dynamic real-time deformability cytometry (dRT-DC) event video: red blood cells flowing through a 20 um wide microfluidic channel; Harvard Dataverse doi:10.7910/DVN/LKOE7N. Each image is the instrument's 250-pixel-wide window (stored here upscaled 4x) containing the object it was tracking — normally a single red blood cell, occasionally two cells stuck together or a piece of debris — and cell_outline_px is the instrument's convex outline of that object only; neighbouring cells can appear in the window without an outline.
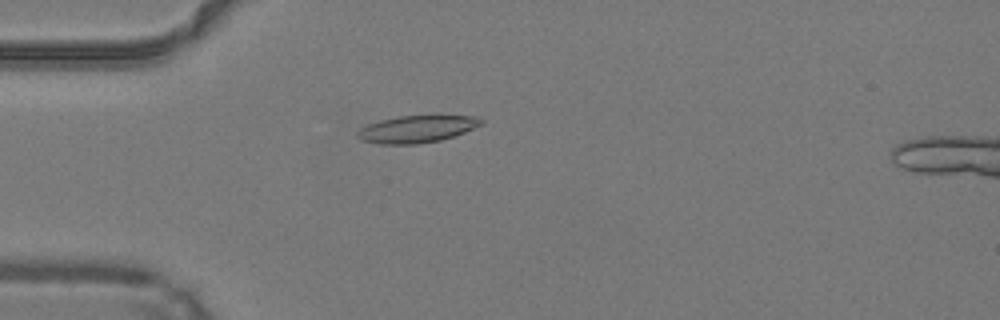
{"species": "common noctule bat (a hibernating species)", "species_latin": "Nyctalus noctula", "temperature_condition": "warm", "stored_images_in_passage": 29, "camera_frame_rate_fps": 3000, "um_per_image_px": 0.085, "animal": {"sex": "male", "body_mass_g": 19.2, "forearm_length_mm": 51.8}, "frame": {"image": 1, "passage_image": 1, "time_ms": 0.0, "image_size_px": [1000, 320], "cell_outline_px": [[484, 120], [480, 124], [464, 132], [440, 140], [416, 144], [380, 144], [360, 140], [356, 136], [356, 132], [360, 128], [368, 124], [380, 120], [400, 116], [480, 116]], "centroid_in_image_um": [35.37, 10.97], "position_along_channel_um": 49.6, "area_um2": 19.36}}
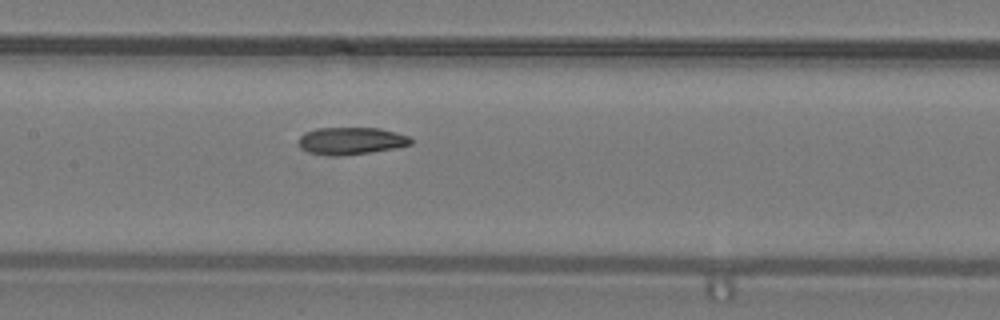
{"frame": {"image": 2, "passage_image": 11, "time_ms": 3.333, "image_size_px": [1000, 320], "cell_outline_px": [[412, 144], [396, 148], [344, 156], [328, 156], [308, 152], [300, 148], [296, 144], [296, 140], [304, 132], [316, 128], [380, 128], [396, 132], [408, 136], [412, 140]], "centroid_in_image_um": [29.78, 11.98], "position_along_channel_um": 177.6, "area_um2": 18.21}}
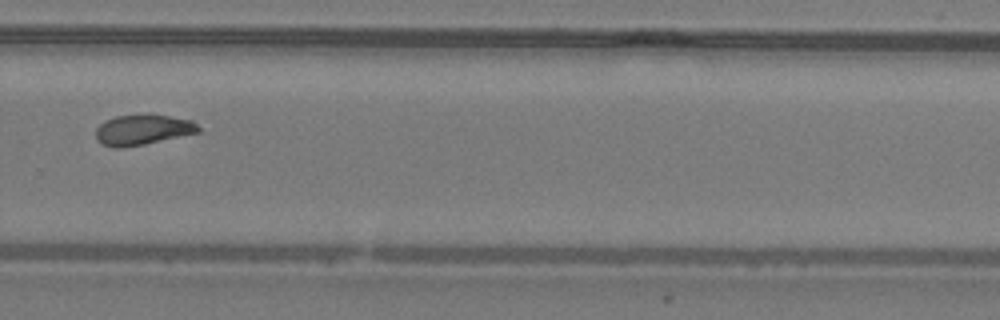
{"frame": {"image": 3, "passage_image": 21, "time_ms": 6.667, "image_size_px": [1000, 320], "cell_outline_px": [[200, 132], [144, 144], [120, 148], [116, 148], [100, 144], [96, 140], [96, 128], [104, 120], [116, 116], [148, 112], [192, 120], [200, 128]], "centroid_in_image_um": [12.1, 11.0], "position_along_channel_um": 317.7, "area_um2": 18.61}, "authors_computed_cell_mechanics": {"area_um2": 18.207, "velocity_mm_per_s": 4.2373, "shape_relaxation_time_tau1_ms": 6.0862, "shape_relaxation_time_tau2_ms": null, "deformation_change_tau1": 0.1835, "deformation_change_tau2": null}}